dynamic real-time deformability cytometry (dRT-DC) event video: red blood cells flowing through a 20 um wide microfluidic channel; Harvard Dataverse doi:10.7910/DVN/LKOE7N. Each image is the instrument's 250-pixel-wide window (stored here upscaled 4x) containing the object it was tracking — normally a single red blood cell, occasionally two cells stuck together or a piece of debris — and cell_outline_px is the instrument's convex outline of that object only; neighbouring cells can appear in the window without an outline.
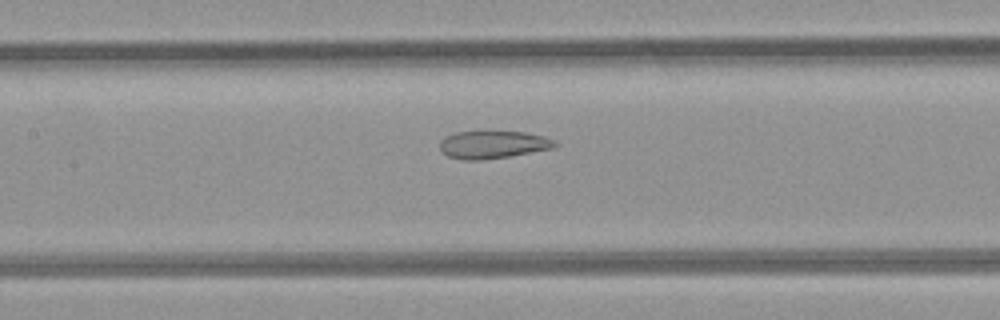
{"species": "common noctule bat (a hibernating species)", "species_latin": "Nyctalus noctula", "temperature_condition": "room temperature", "stored_images_in_passage": 34, "camera_frame_rate_fps": 3000, "um_per_image_px": 0.085, "animal": {"sex": "female", "body_mass_g": 21.9}, "frame": {"image": 1, "passage_image": 8, "time_ms": 2.333, "image_size_px": [1000, 320], "cell_outline_px": [[560, 144], [552, 148], [508, 156], [480, 160], [464, 160], [448, 156], [440, 148], [440, 140], [444, 136], [456, 132], [524, 132], [544, 136]], "centroid_in_image_um": [41.87, 12.29], "position_along_channel_um": 165.5, "area_um2": 18.26}}
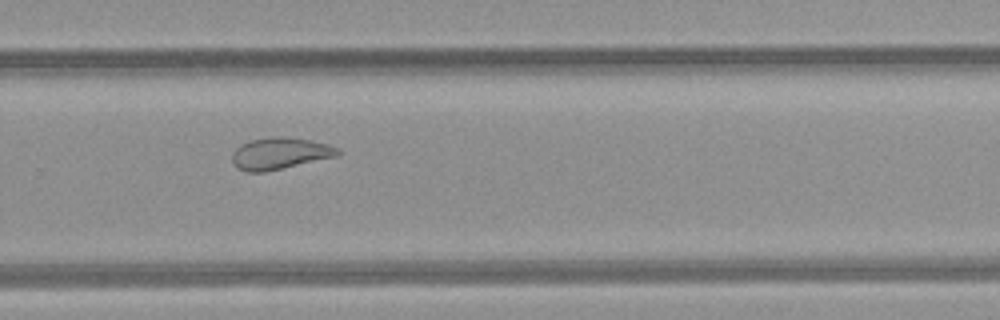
{"frame": {"image": 2, "passage_image": 18, "time_ms": 5.667, "image_size_px": [1000, 320], "cell_outline_px": [[340, 152], [336, 156], [264, 172], [244, 172], [236, 168], [232, 164], [232, 152], [240, 144], [248, 140], [272, 136], [284, 136], [308, 140], [328, 144], [340, 148]], "centroid_in_image_um": [23.72, 13.03], "position_along_channel_um": 306.1, "area_um2": 19.65}}
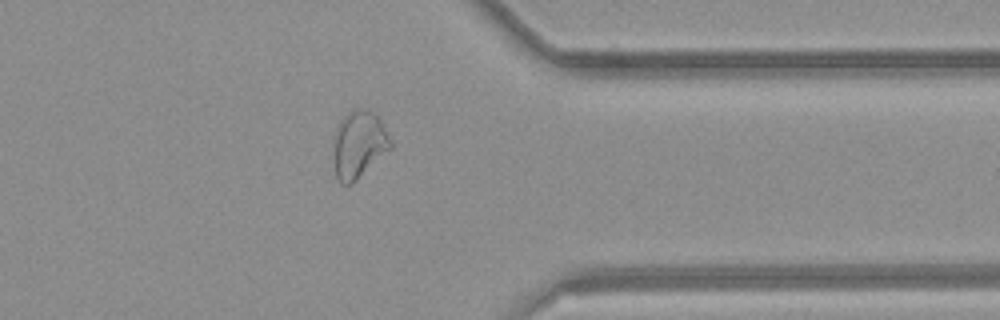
{"frame": {"image": 3, "passage_image": 24, "time_ms": 7.667, "image_size_px": [1000, 320], "cell_outline_px": [[392, 148], [352, 184], [340, 184], [336, 176], [332, 152], [332, 140], [336, 128], [340, 120], [352, 108], [364, 108], [372, 112], [380, 120], [392, 144]], "centroid_in_image_um": [30.45, 12.29], "position_along_channel_um": 381.0, "area_um2": 22.66}, "authors_computed_cell_mechanics": {"area_um2": 20.3745, "velocity_mm_per_s": 4.24, "shape_relaxation_time_tau1_ms": null, "shape_relaxation_time_tau2_ms": 1.9371, "deformation_change_tau1": null, "deformation_change_tau2": 0.0886}}